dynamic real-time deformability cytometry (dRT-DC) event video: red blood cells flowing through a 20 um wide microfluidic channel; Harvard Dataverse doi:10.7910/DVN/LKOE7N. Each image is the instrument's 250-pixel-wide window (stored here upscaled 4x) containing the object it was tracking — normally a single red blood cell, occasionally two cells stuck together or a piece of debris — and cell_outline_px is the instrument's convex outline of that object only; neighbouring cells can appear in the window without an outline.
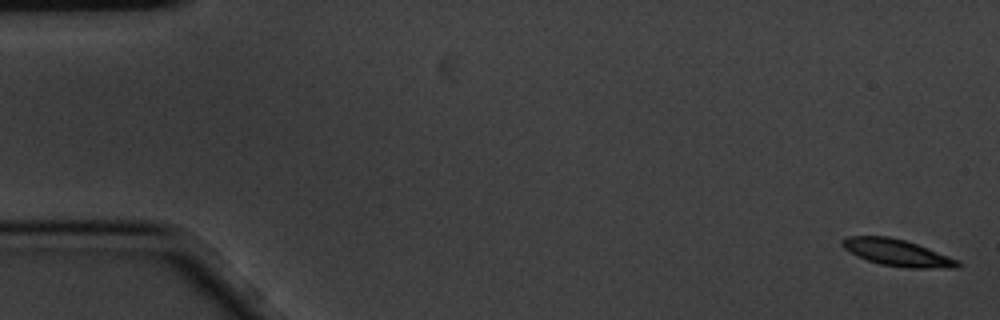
{"species": "common noctule bat (a hibernating species)", "species_latin": "Nyctalus noctula", "temperature_condition": "cold", "stored_images_in_passage": 5, "camera_frame_rate_fps": 3000, "um_per_image_px": 0.085, "animal": {"sex": "male", "body_mass_g": 20.1, "forearm_length_mm": 53.5}, "frame": {"image": 1, "passage_image": 1, "time_ms": 0.0, "image_size_px": [1000, 320], "cell_outline_px": [[960, 268], [908, 268], [880, 264], [856, 256], [844, 248], [840, 244], [840, 240], [848, 236], [888, 236], [904, 240], [928, 248], [960, 260]], "centroid_in_image_um": [76.26, 21.48], "position_along_channel_um": 8.7, "area_um2": 18.03}}
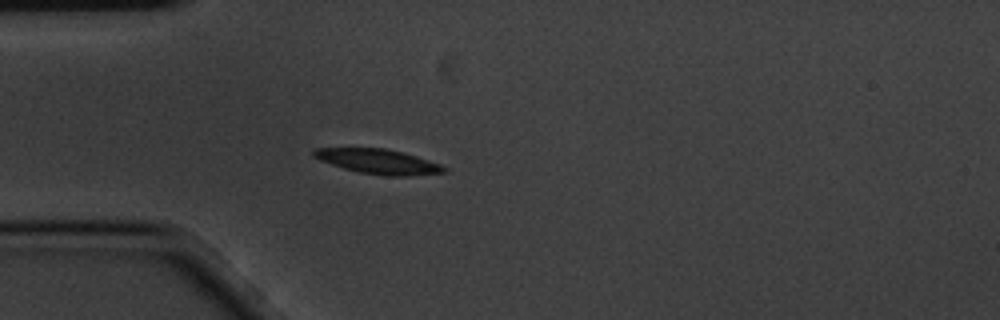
{"frame": {"image": 2, "passage_image": 5, "time_ms": 1.333, "image_size_px": [1000, 320], "cell_outline_px": [[448, 172], [408, 176], [388, 176], [360, 172], [344, 168], [320, 160], [312, 156], [312, 152], [316, 148], [384, 148], [416, 156], [440, 164], [448, 168]], "centroid_in_image_um": [32.18, 13.73], "position_along_channel_um": 52.8, "area_um2": 18.61}}